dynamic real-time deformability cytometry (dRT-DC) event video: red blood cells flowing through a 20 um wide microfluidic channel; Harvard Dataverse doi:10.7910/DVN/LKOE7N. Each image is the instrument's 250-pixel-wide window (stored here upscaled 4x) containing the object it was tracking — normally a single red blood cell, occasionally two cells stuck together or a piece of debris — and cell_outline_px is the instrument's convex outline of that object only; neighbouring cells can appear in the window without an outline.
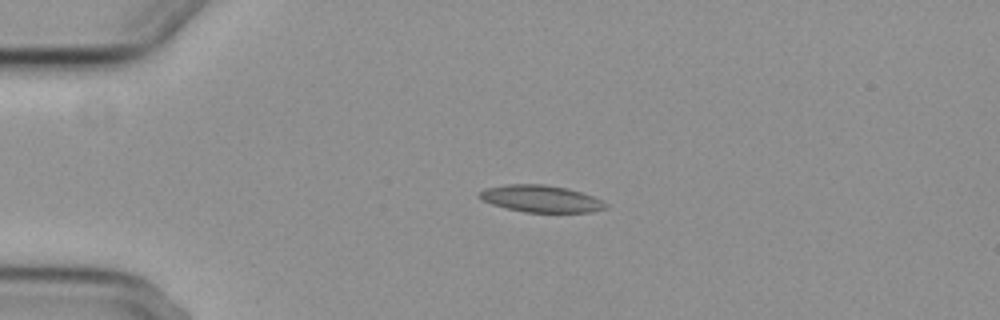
{"species": "common noctule bat (a hibernating species)", "species_latin": "Nyctalus noctula", "temperature_condition": "cold", "stored_images_in_passage": 2, "camera_frame_rate_fps": 3000, "um_per_image_px": 0.085, "animal": {"sex": "female", "body_mass_g": 29.2, "forearm_length_mm": 56.3}, "frame": {"image": 1, "passage_image": 1, "time_ms": 0.0, "image_size_px": [1000, 320], "cell_outline_px": [[608, 208], [592, 212], [524, 212], [492, 204], [476, 196], [484, 188], [508, 184], [544, 184], [568, 188], [604, 200], [608, 204]], "centroid_in_image_um": [46.01, 16.89], "position_along_channel_um": 39.0, "area_um2": 19.88}}